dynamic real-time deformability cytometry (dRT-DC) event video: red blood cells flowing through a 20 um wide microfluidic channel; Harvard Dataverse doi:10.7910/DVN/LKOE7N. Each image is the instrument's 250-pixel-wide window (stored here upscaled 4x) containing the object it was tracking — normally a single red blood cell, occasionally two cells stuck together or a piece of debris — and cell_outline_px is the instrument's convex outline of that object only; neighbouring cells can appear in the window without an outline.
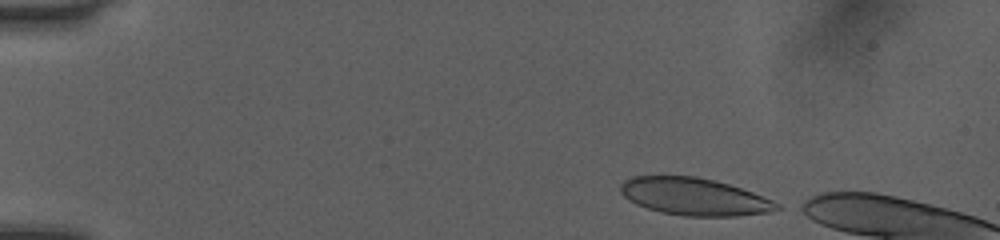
{"species": "human", "species_latin": "Homo sapiens", "temperature_condition": "room temperature", "stored_images_in_passage": 11, "camera_frame_rate_fps": 3000, "um_per_image_px": 0.085, "donor": {"sex": "female"}, "frame": {"image": 1, "passage_image": 2, "time_ms": 0.333, "image_size_px": [1000, 240], "cell_outline_px": [[780, 208], [768, 212], [736, 216], [684, 216], [660, 212], [636, 204], [628, 200], [620, 192], [620, 184], [624, 180], [632, 176], [696, 176], [728, 184], [752, 192], [772, 200], [780, 204]], "centroid_in_image_um": [58.97, 16.71], "position_along_channel_um": 26.0, "area_um2": 33.87}}